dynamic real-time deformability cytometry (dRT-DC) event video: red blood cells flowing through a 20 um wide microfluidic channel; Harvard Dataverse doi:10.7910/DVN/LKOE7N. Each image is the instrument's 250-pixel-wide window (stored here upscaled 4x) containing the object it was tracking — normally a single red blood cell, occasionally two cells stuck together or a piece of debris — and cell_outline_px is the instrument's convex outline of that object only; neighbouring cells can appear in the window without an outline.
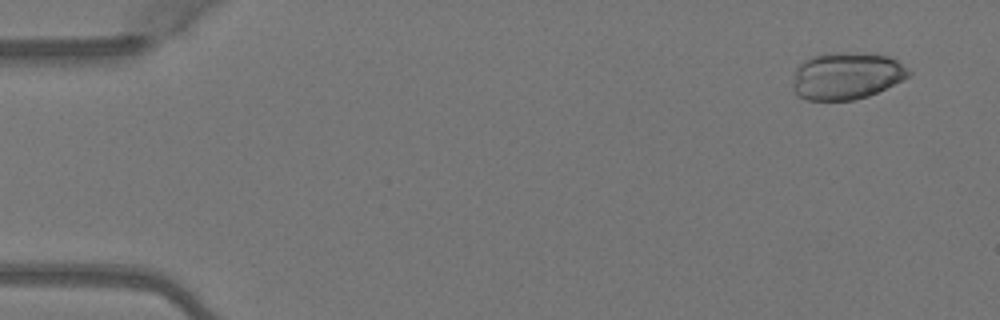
{"species": "Egyptian fruit bat (a non-hibernating species)", "species_latin": "Rousettus aegyptiacus", "temperature_condition": "warm", "stored_images_in_passage": 3, "camera_frame_rate_fps": 3000, "um_per_image_px": 0.085, "animal": {"sex": "female"}, "frame": {"image": 1, "passage_image": 1, "time_ms": 0.0, "image_size_px": [1000, 320], "cell_outline_px": [[912, 76], [868, 96], [852, 100], [804, 100], [796, 96], [792, 88], [792, 80], [796, 68], [804, 60], [812, 56], [824, 52], [840, 52], [888, 56], [896, 60], [912, 72]], "centroid_in_image_um": [71.91, 6.46], "position_along_channel_um": 13.1, "area_um2": 32.08}}